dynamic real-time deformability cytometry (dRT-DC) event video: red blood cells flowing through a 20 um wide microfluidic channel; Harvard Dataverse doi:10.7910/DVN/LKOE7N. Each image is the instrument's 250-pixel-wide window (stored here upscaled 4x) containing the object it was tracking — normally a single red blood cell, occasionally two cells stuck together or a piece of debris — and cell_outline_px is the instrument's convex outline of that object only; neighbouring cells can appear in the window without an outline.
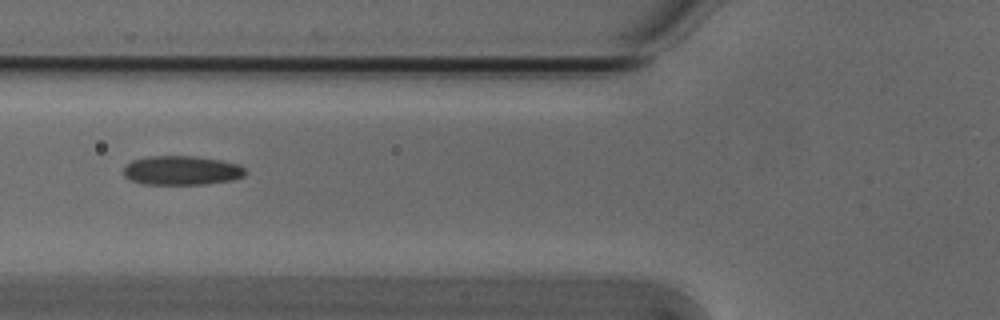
{"species": "Egyptian fruit bat (a non-hibernating species)", "species_latin": "Rousettus aegyptiacus", "temperature_condition": "cold", "stored_images_in_passage": 4, "camera_frame_rate_fps": 3000, "um_per_image_px": 0.085, "animal": {"sex": "male"}, "frame": {"image": 1, "passage_image": 4, "time_ms": 1.0, "image_size_px": [1000, 320], "cell_outline_px": [[248, 172], [244, 176], [232, 180], [204, 184], [144, 184], [132, 180], [124, 176], [124, 168], [132, 160], [148, 156], [196, 156], [220, 160], [240, 164]], "centroid_in_image_um": [15.48, 14.48], "position_along_channel_um": 110.3, "area_um2": 20.75}}